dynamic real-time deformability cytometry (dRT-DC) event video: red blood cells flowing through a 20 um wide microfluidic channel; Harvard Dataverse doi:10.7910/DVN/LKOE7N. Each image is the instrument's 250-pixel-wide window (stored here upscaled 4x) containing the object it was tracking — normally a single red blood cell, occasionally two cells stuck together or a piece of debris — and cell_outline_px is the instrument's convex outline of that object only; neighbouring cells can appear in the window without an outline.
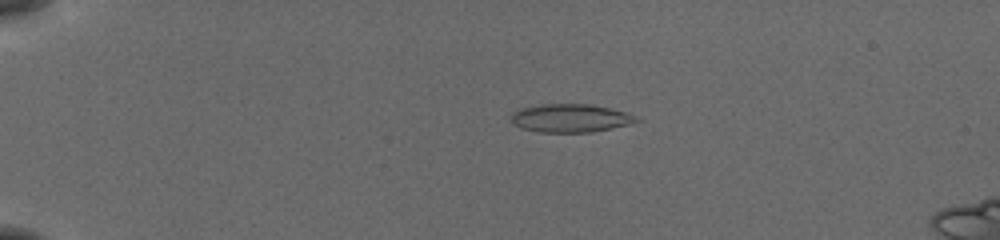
{"species": "common noctule bat (a hibernating species)", "species_latin": "Nyctalus noctula", "temperature_condition": "cold", "stored_images_in_passage": 51, "camera_frame_rate_fps": 3000, "um_per_image_px": 0.085, "animal": {"sex": "female", "body_mass_g": 19.5, "forearm_length_mm": 54.1}, "frame": {"image": 1, "passage_image": 9, "time_ms": 2.667, "image_size_px": [1000, 240], "cell_outline_px": [[644, 120], [628, 124], [592, 132], [540, 132], [524, 128], [512, 124], [508, 120], [508, 116], [512, 112], [520, 108], [540, 104], [588, 104], [608, 108], [624, 112], [636, 116]], "centroid_in_image_um": [48.42, 10.04], "position_along_channel_um": 36.6, "area_um2": 20.69}}
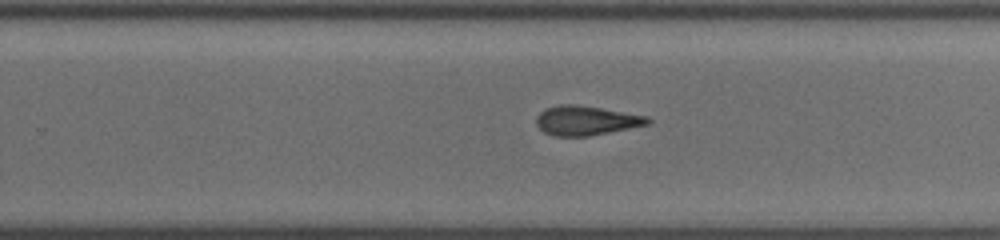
{"frame": {"image": 2, "passage_image": 33, "time_ms": 10.667, "image_size_px": [1000, 240], "cell_outline_px": [[652, 120], [648, 124], [588, 136], [556, 136], [544, 132], [536, 124], [536, 116], [544, 108], [560, 104], [572, 104], [600, 108], [648, 116]], "centroid_in_image_um": [49.78, 10.24], "position_along_channel_um": 280.0, "area_um2": 18.9}}
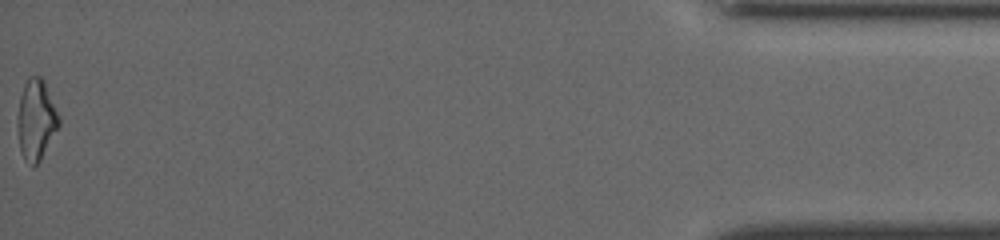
{"frame": {"image": 3, "passage_image": 51, "time_ms": 16.667, "image_size_px": [1000, 240], "cell_outline_px": [[60, 124], [40, 160], [32, 168], [24, 160], [20, 152], [20, 96], [24, 84], [28, 76], [40, 76], [44, 80], [60, 116]], "centroid_in_image_um": [3.12, 10.17], "position_along_channel_um": 432.1, "area_um2": 18.9}, "authors_computed_cell_mechanics": {"area_um2": 19.4208, "velocity_mm_per_s": 3.8762, "shape_relaxation_time_tau1_ms": null, "shape_relaxation_time_tau2_ms": 4.5541, "deformation_change_tau1": null, "deformation_change_tau2": 0.1571}}